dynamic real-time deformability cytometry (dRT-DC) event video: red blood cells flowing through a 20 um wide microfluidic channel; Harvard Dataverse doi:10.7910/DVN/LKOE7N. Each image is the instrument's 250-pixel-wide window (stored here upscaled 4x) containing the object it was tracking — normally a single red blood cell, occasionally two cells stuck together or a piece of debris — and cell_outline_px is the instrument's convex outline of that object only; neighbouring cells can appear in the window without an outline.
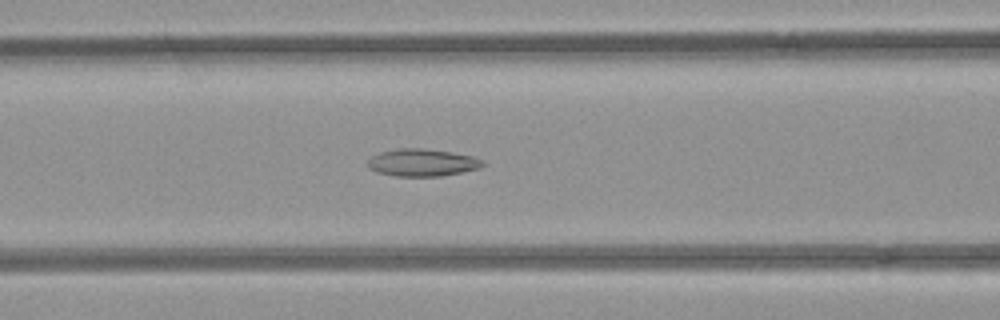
{"species": "common noctule bat (a hibernating species)", "species_latin": "Nyctalus noctula", "temperature_condition": "room temperature", "stored_images_in_passage": 52, "camera_frame_rate_fps": 3000, "um_per_image_px": 0.085, "animal": {"sex": "female", "body_mass_g": 21.9}, "frame": {"image": 1, "passage_image": 21, "time_ms": 6.667, "image_size_px": [1000, 320], "cell_outline_px": [[484, 164], [480, 168], [440, 176], [396, 176], [376, 172], [368, 168], [368, 160], [372, 156], [380, 152], [400, 148], [420, 148], [452, 152], [472, 156], [484, 160]], "centroid_in_image_um": [35.88, 13.82], "position_along_channel_um": 130.7, "area_um2": 18.26}}
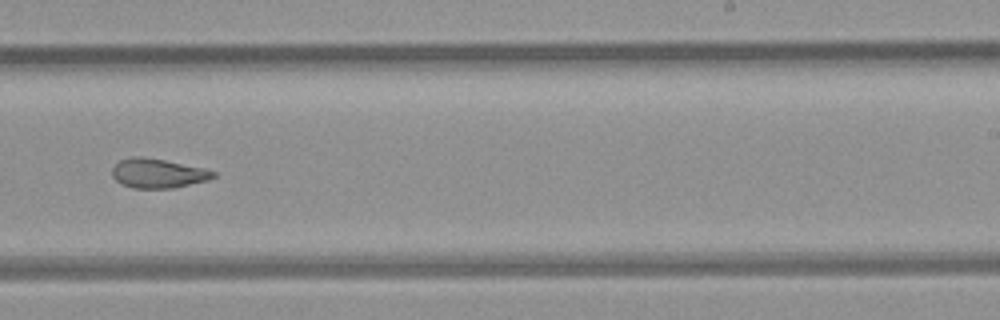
{"frame": {"image": 2, "passage_image": 32, "time_ms": 10.333, "image_size_px": [1000, 320], "cell_outline_px": [[216, 176], [208, 180], [172, 188], [132, 188], [116, 180], [112, 176], [112, 168], [120, 160], [132, 156], [140, 156], [164, 160], [204, 168], [216, 172]], "centroid_in_image_um": [13.42, 14.73], "position_along_channel_um": 275.6, "area_um2": 17.17}}
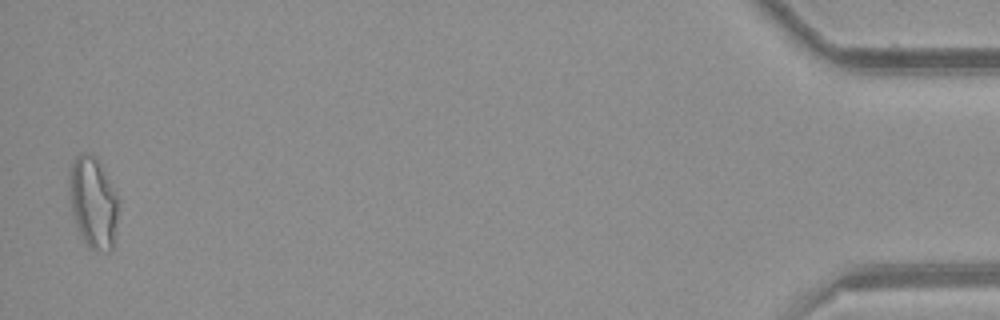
{"frame": {"image": 3, "passage_image": 51, "time_ms": 16.667, "image_size_px": [1000, 320], "cell_outline_px": [[120, 200], [112, 248], [108, 252], [88, 248], [76, 224], [72, 212], [72, 164], [76, 156], [80, 152], [84, 152], [96, 156]], "centroid_in_image_um": [7.98, 17.23], "position_along_channel_um": 427.2, "area_um2": 25.37}, "authors_computed_cell_mechanics": {"area_um2": 19.6231, "velocity_mm_per_s": 3.9567, "shape_relaxation_time_tau1_ms": null, "shape_relaxation_time_tau2_ms": 2.5441, "deformation_change_tau1": null, "deformation_change_tau2": 0.097}}